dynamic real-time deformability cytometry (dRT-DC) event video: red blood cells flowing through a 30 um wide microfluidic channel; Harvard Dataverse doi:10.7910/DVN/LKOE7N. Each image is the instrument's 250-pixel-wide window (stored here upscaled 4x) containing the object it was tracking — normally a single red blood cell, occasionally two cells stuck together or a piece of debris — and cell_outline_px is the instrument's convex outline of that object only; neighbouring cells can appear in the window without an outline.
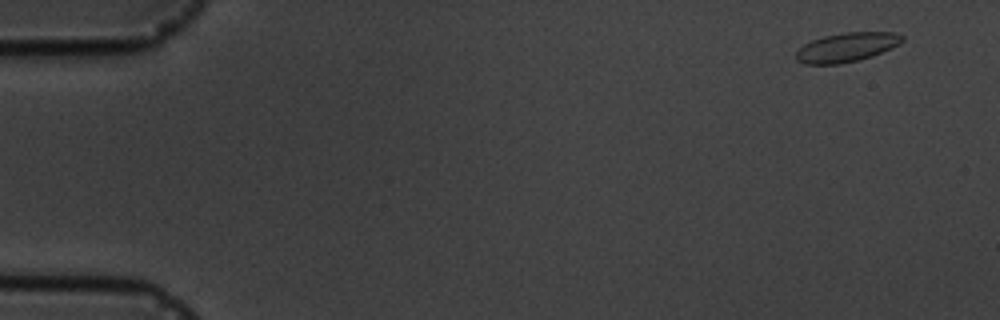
{"species": "common noctule bat (a hibernating species)", "species_latin": "Nyctalus noctula", "temperature_condition": "cold", "stored_images_in_passage": 15, "camera_frame_rate_fps": 3000, "um_per_image_px": 0.085, "animal": {"sex": "male", "body_mass_g": 19.5, "forearm_length_mm": 54.6}, "frame": {"image": 1, "passage_image": 1, "time_ms": 0.0, "image_size_px": [1000, 320], "cell_outline_px": [[904, 40], [900, 44], [892, 48], [872, 56], [860, 60], [840, 64], [804, 64], [796, 60], [796, 52], [804, 44], [812, 40], [824, 36], [844, 32], [896, 32], [904, 36]], "centroid_in_image_um": [72.0, 4.02], "position_along_channel_um": 13.0, "area_um2": 18.21}}
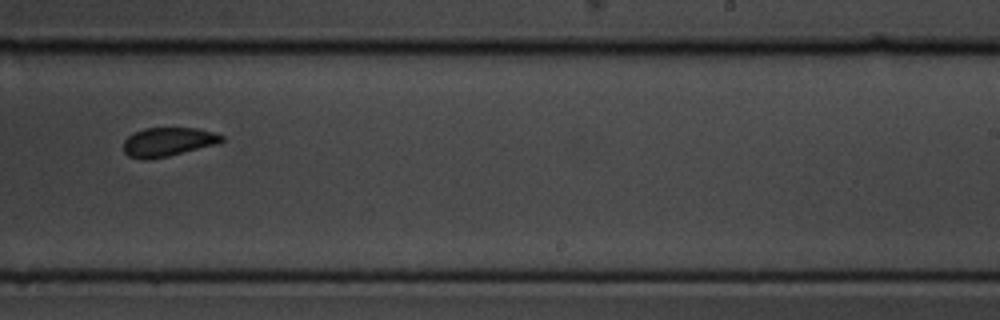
{"frame": {"image": 2, "passage_image": 10, "time_ms": 10.667, "image_size_px": [1000, 320], "cell_outline_px": [[224, 140], [220, 144], [168, 156], [148, 160], [144, 160], [128, 156], [124, 152], [124, 140], [128, 136], [144, 128], [196, 128], [212, 132], [224, 136]], "centroid_in_image_um": [14.3, 12.07], "position_along_channel_um": 274.7, "area_um2": 16.65}}
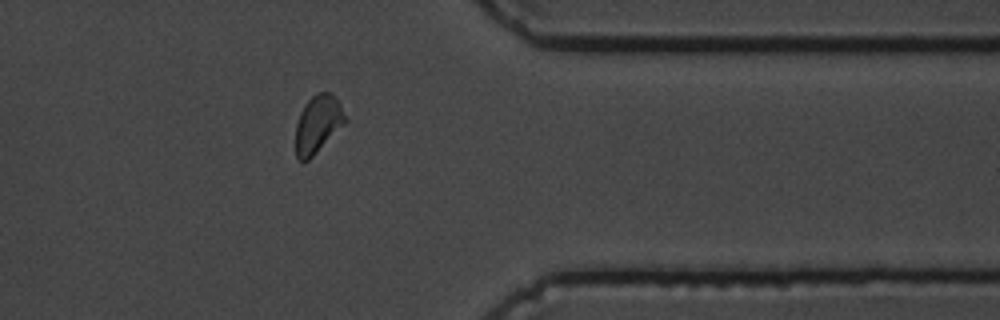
{"frame": {"image": 3, "passage_image": 13, "time_ms": 14.0, "image_size_px": [1000, 320], "cell_outline_px": [[348, 120], [304, 164], [296, 156], [296, 124], [300, 112], [304, 104], [312, 96], [320, 92], [332, 92], [340, 104]], "centroid_in_image_um": [27.01, 10.53], "position_along_channel_um": 384.4, "area_um2": 16.53}, "authors_computed_cell_mechanics": {"area_um2": 17.4556, "velocity_mm_per_s": 3.6141, "shape_relaxation_time_tau1_ms": 1.6733, "shape_relaxation_time_tau2_ms": 2.0074, "deformation_change_tau1": 0.0505, "deformation_change_tau2": 0.03}}